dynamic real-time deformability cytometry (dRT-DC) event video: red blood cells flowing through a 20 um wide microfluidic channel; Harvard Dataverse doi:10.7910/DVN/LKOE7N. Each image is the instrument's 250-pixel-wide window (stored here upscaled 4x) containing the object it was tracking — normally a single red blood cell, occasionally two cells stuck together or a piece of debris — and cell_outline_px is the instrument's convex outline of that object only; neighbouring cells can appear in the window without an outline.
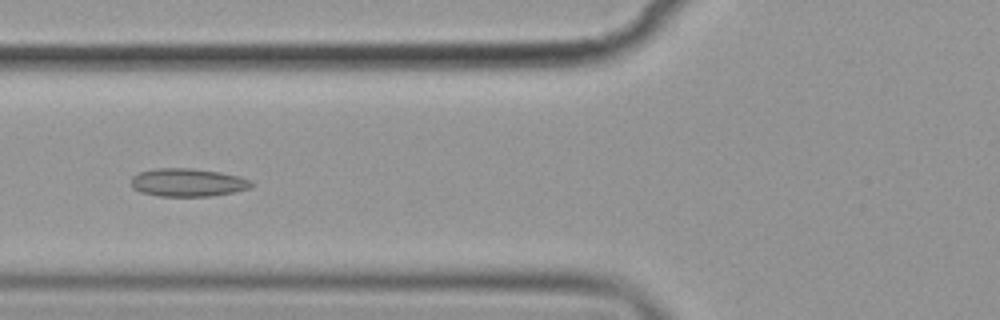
{"species": "common noctule bat (a hibernating species)", "species_latin": "Nyctalus noctula", "temperature_condition": "cold", "stored_images_in_passage": 8, "camera_frame_rate_fps": 3000, "um_per_image_px": 0.085, "animal": {"sex": "female", "body_mass_g": 19.9}, "frame": {"image": 1, "passage_image": 7, "time_ms": 7.0, "image_size_px": [1000, 320], "cell_outline_px": [[256, 184], [248, 188], [232, 192], [212, 196], [160, 196], [140, 192], [132, 188], [132, 176], [140, 172], [156, 168], [192, 168], [220, 172], [236, 176], [248, 180]], "centroid_in_image_um": [15.93, 15.51], "position_along_channel_um": 109.9, "area_um2": 19.54}}
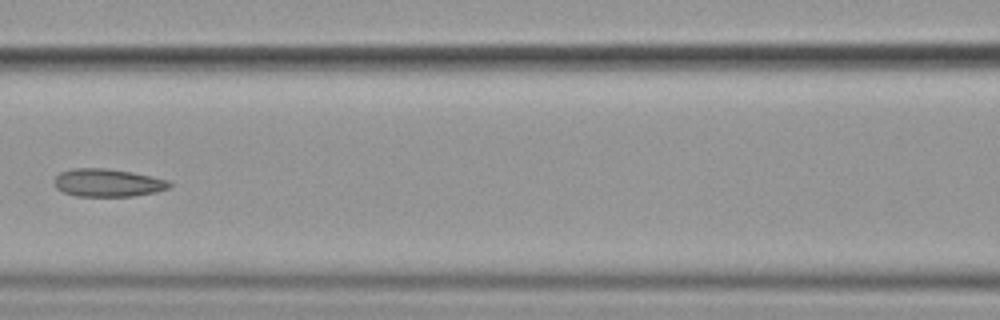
{"frame": {"image": 2, "passage_image": 8, "time_ms": 8.333, "image_size_px": [1000, 320], "cell_outline_px": [[172, 184], [168, 188], [156, 192], [132, 196], [76, 196], [64, 192], [56, 188], [52, 180], [60, 172], [72, 168], [108, 168], [168, 180]], "centroid_in_image_um": [9.1, 15.53], "position_along_channel_um": 157.5, "area_um2": 18.61}}